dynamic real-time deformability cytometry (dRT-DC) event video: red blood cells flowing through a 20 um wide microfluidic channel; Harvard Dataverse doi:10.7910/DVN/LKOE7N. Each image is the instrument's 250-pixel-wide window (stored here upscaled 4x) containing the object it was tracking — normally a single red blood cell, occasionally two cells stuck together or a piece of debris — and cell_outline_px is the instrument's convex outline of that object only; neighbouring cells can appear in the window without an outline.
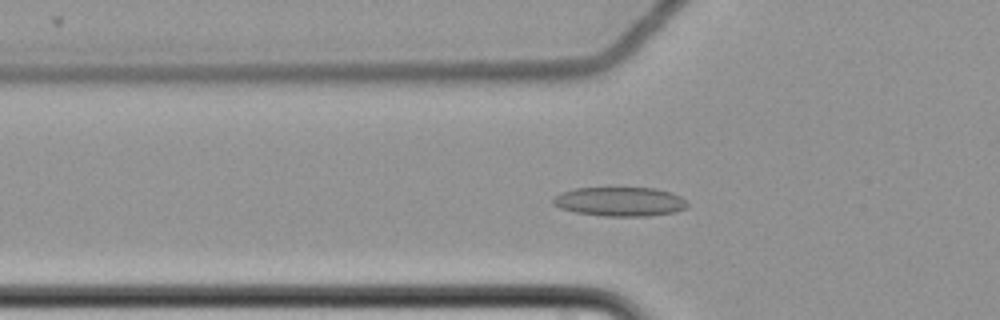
{"species": "common noctule bat (a hibernating species)", "species_latin": "Nyctalus noctula", "temperature_condition": "cold", "stored_images_in_passage": 7, "camera_frame_rate_fps": 3000, "um_per_image_px": 0.085, "animal": {"sex": "female", "body_mass_g": 22.7, "forearm_length_mm": 54.2}, "frame": {"image": 1, "passage_image": 3, "time_ms": 0.667, "image_size_px": [1000, 320], "cell_outline_px": [[688, 208], [676, 212], [648, 216], [604, 216], [576, 212], [560, 208], [552, 204], [552, 200], [560, 192], [576, 188], [656, 188], [672, 192], [680, 196], [688, 204]], "centroid_in_image_um": [52.71, 17.14], "position_along_channel_um": 73.1, "area_um2": 22.95}}
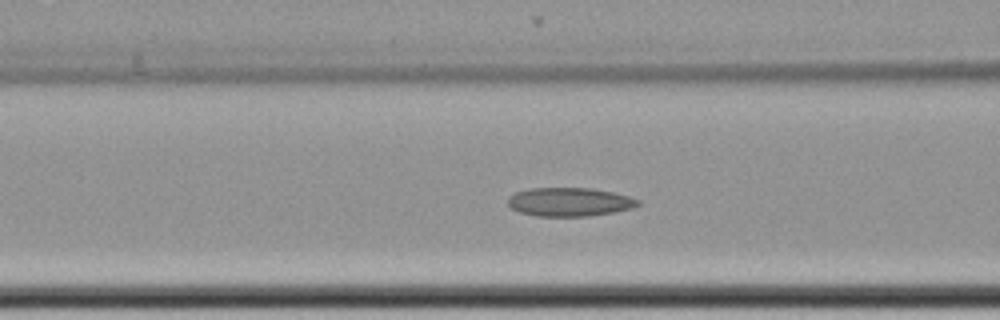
{"frame": {"image": 2, "passage_image": 7, "time_ms": 2.0, "image_size_px": [1000, 320], "cell_outline_px": [[640, 204], [632, 208], [612, 212], [588, 216], [536, 216], [520, 212], [512, 208], [508, 204], [508, 196], [516, 192], [528, 188], [592, 188], [612, 192], [628, 196], [640, 200]], "centroid_in_image_um": [48.39, 17.16], "position_along_channel_um": 118.2, "area_um2": 21.68}}